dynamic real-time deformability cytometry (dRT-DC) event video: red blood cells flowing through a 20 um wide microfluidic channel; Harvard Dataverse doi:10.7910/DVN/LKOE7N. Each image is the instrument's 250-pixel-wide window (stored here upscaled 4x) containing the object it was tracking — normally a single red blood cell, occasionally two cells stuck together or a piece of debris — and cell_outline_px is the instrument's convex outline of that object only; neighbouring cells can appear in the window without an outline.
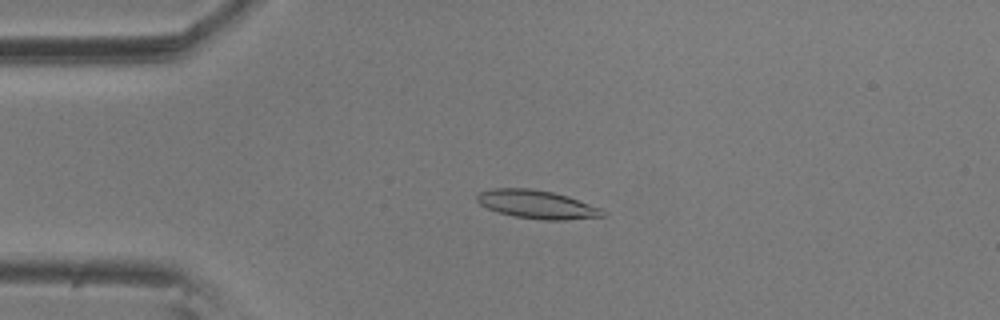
{"species": "common noctule bat (a hibernating species)", "species_latin": "Nyctalus noctula", "temperature_condition": "room temperature", "stored_images_in_passage": 55, "camera_frame_rate_fps": 3000, "um_per_image_px": 0.085, "animal": {"sex": "male", "body_mass_g": 20.5, "forearm_length_mm": 52.5}, "frame": {"image": 1, "passage_image": 12, "time_ms": 3.667, "image_size_px": [1000, 320], "cell_outline_px": [[608, 216], [564, 220], [540, 220], [516, 216], [500, 212], [488, 208], [480, 204], [476, 200], [476, 192], [492, 188], [528, 188], [552, 192], [568, 196], [600, 208], [608, 212]], "centroid_in_image_um": [45.65, 17.37], "position_along_channel_um": 39.3, "area_um2": 20.87}}
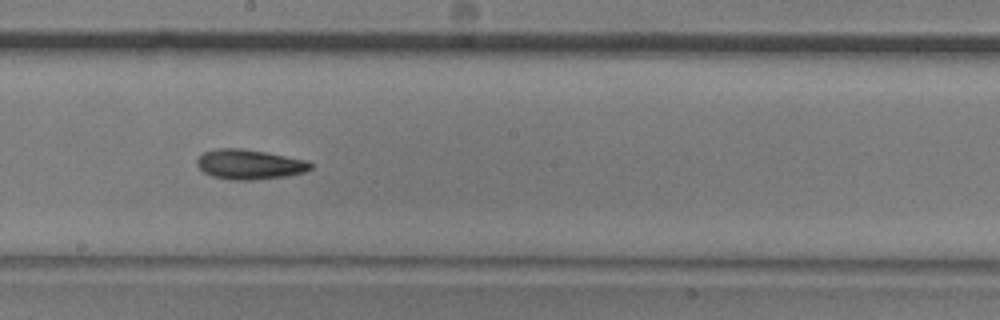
{"frame": {"image": 2, "passage_image": 30, "time_ms": 9.667, "image_size_px": [1000, 320], "cell_outline_px": [[312, 168], [304, 172], [284, 176], [252, 180], [232, 180], [212, 176], [204, 172], [196, 164], [196, 160], [204, 152], [216, 148], [240, 148], [264, 152], [308, 160], [312, 164]], "centroid_in_image_um": [21.19, 13.97], "position_along_channel_um": 227.0, "area_um2": 19.65}}
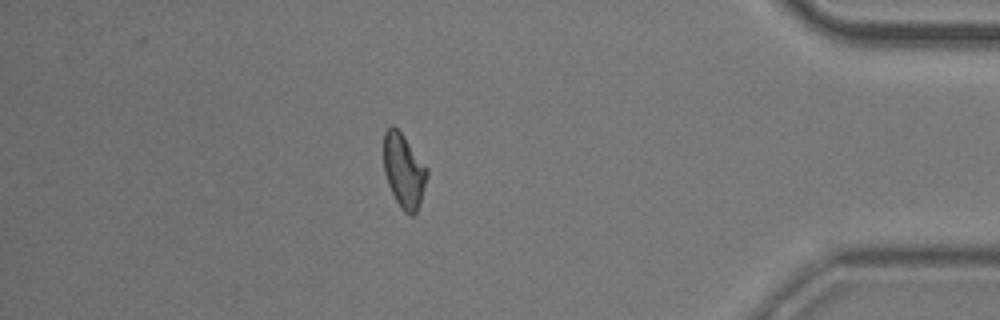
{"frame": {"image": 3, "passage_image": 48, "time_ms": 15.667, "image_size_px": [1000, 320], "cell_outline_px": [[428, 176], [416, 212], [412, 216], [408, 216], [404, 212], [396, 200], [388, 184], [384, 172], [384, 132], [392, 124], [404, 136], [428, 168]], "centroid_in_image_um": [34.33, 14.51], "position_along_channel_um": 400.9, "area_um2": 18.55}, "authors_computed_cell_mechanics": {"area_um2": 19.2474, "velocity_mm_per_s": 3.5688, "shape_relaxation_time_tau1_ms": 6.7846, "shape_relaxation_time_tau2_ms": 9.738, "deformation_change_tau1": 0.1593, "deformation_change_tau2": 0.1971}}